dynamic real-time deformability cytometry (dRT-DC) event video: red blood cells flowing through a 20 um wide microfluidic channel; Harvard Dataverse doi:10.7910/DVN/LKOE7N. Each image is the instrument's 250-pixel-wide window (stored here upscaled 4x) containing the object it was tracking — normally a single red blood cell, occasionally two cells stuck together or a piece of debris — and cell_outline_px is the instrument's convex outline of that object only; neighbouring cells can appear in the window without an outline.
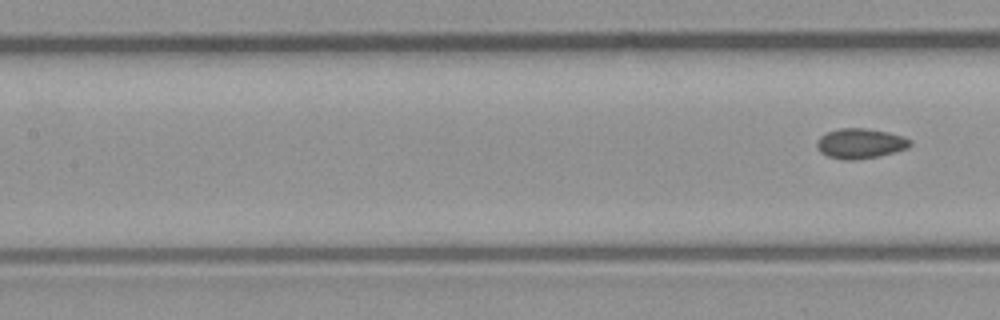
{"species": "common noctule bat (a hibernating species)", "species_latin": "Nyctalus noctula", "temperature_condition": "room temperature", "stored_images_in_passage": 8, "segment_of_instrument_passage": [2, 2], "camera_frame_rate_fps": 3000, "um_per_image_px": 0.085, "animal": {"sex": "male", "body_mass_g": 23.1, "forearm_length_mm": 52.7}, "frame": {"image": 1, "passage_image": 8, "time_ms": 2.333, "image_size_px": [1000, 320], "cell_outline_px": [[912, 144], [908, 148], [896, 152], [880, 156], [856, 160], [844, 160], [828, 156], [820, 152], [816, 144], [816, 140], [820, 136], [828, 132], [840, 128], [868, 128], [888, 132], [904, 136], [912, 140]], "centroid_in_image_um": [73.16, 12.2], "position_along_channel_um": 134.2, "area_um2": 16.59}}